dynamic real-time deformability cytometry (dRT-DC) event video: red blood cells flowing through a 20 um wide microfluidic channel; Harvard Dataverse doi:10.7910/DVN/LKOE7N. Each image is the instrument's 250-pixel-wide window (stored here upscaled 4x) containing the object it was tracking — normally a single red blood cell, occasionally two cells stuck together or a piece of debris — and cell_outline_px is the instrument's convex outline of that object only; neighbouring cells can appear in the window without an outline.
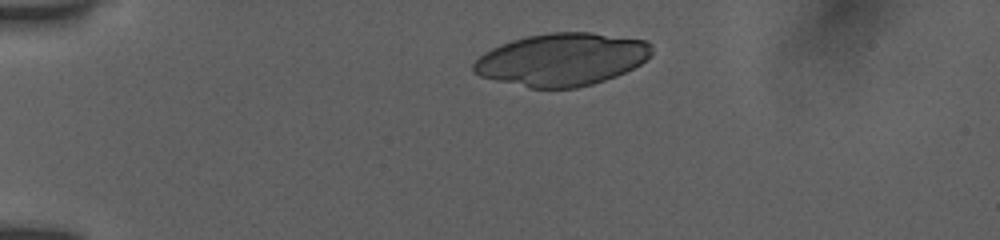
{"species": "human", "species_latin": "Homo sapiens", "temperature_condition": "room temperature", "stored_images_in_passage": 37, "camera_frame_rate_fps": 3000, "um_per_image_px": 0.085, "donor": {"sex": "female"}, "frame": {"image": 1, "passage_image": 1, "time_ms": 0.0, "image_size_px": [1000, 240], "cell_outline_px": [[652, 56], [640, 64], [616, 76], [592, 84], [576, 88], [532, 88], [496, 80], [480, 76], [472, 72], [472, 64], [484, 52], [500, 44], [512, 40], [528, 36], [548, 32], [592, 32], [644, 40], [652, 44]], "centroid_in_image_um": [47.76, 5.05], "position_along_channel_um": 37.2, "area_um2": 54.62}}